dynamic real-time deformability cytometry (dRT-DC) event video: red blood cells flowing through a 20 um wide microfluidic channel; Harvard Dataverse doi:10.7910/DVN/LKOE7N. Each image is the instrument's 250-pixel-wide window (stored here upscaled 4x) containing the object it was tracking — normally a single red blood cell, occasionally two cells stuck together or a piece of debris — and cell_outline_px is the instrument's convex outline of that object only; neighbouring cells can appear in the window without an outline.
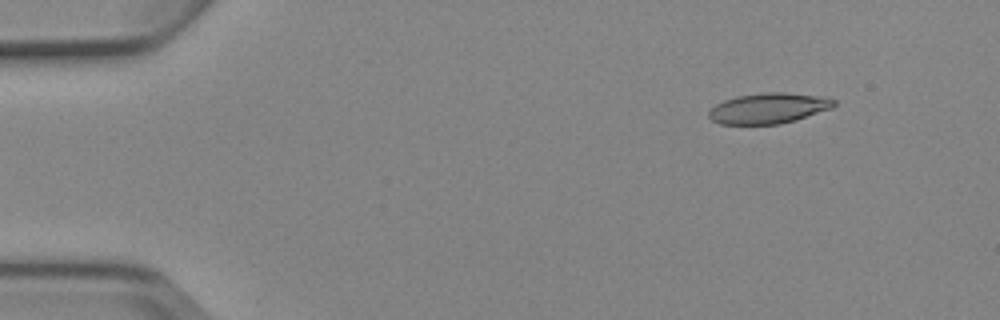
{"species": "Egyptian fruit bat (a non-hibernating species)", "species_latin": "Rousettus aegyptiacus", "temperature_condition": "cold", "stored_images_in_passage": 5, "camera_frame_rate_fps": 3000, "um_per_image_px": 0.085, "animal": {"sex": "female"}, "frame": {"image": 1, "passage_image": 2, "time_ms": 1.0, "image_size_px": [1000, 320], "cell_outline_px": [[836, 104], [832, 108], [796, 120], [780, 124], [720, 124], [712, 120], [708, 116], [708, 112], [716, 104], [724, 100], [736, 96], [764, 92], [784, 92], [828, 96], [836, 100]], "centroid_in_image_um": [65.37, 9.19], "position_along_channel_um": 19.6, "area_um2": 22.54}}
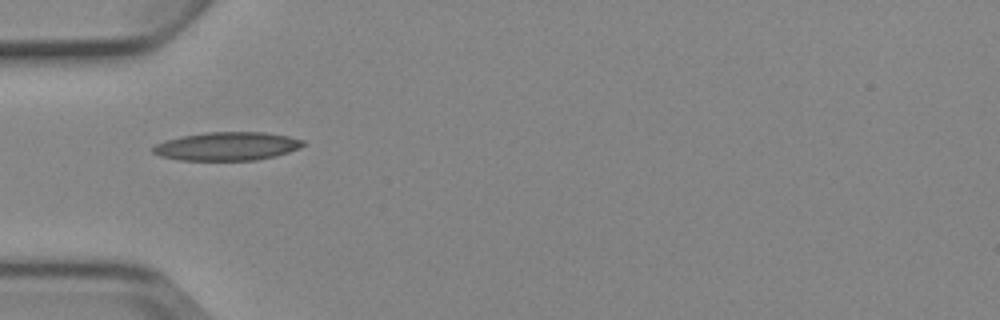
{"frame": {"image": 2, "passage_image": 5, "time_ms": 4.667, "image_size_px": [1000, 320], "cell_outline_px": [[304, 144], [300, 148], [288, 152], [256, 160], [180, 160], [160, 156], [152, 152], [152, 148], [156, 144], [164, 140], [184, 136], [208, 132], [264, 132], [288, 136], [304, 140]], "centroid_in_image_um": [19.29, 12.43], "position_along_channel_um": 65.7, "area_um2": 24.68}}